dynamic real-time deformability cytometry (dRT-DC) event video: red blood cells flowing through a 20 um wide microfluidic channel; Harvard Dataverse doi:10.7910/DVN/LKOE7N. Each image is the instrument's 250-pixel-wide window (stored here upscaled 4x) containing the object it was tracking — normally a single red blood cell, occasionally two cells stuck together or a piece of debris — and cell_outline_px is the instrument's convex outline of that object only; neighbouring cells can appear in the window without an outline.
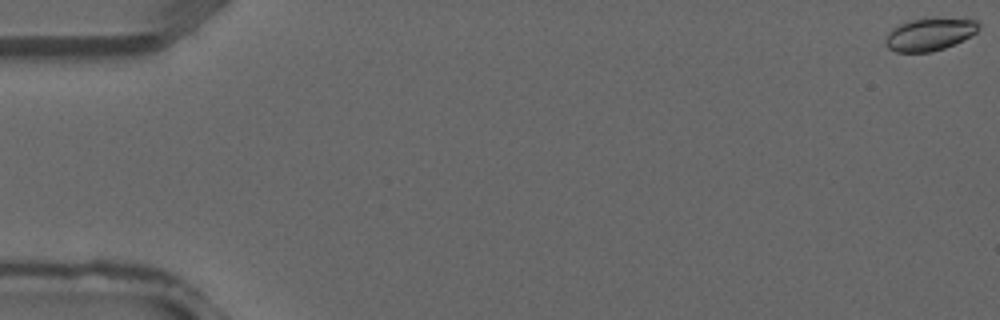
{"species": "common noctule bat (a hibernating species)", "species_latin": "Nyctalus noctula", "temperature_condition": "warm", "stored_images_in_passage": 5, "camera_frame_rate_fps": 3000, "um_per_image_px": 0.085, "animal": {"sex": "male", "forearm_length_mm": 52.5}, "frame": {"image": 1, "passage_image": 1, "time_ms": 0.0, "image_size_px": [1000, 320], "cell_outline_px": [[980, 28], [976, 32], [944, 48], [932, 52], [896, 52], [888, 48], [884, 44], [884, 40], [888, 32], [892, 28], [900, 24], [912, 20], [976, 20], [980, 24]], "centroid_in_image_um": [78.93, 2.96], "position_along_channel_um": 6.1, "area_um2": 16.99}}
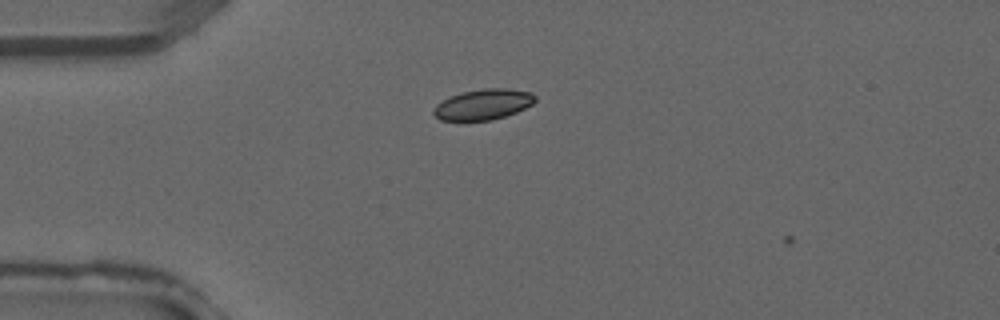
{"frame": {"image": 2, "passage_image": 4, "time_ms": 1.0, "image_size_px": [1000, 320], "cell_outline_px": [[536, 100], [532, 104], [516, 112], [492, 120], [440, 120], [432, 112], [436, 104], [452, 96], [464, 92], [484, 88], [504, 88], [532, 92], [536, 96]], "centroid_in_image_um": [41.1, 8.87], "position_along_channel_um": 43.9, "area_um2": 17.86}}